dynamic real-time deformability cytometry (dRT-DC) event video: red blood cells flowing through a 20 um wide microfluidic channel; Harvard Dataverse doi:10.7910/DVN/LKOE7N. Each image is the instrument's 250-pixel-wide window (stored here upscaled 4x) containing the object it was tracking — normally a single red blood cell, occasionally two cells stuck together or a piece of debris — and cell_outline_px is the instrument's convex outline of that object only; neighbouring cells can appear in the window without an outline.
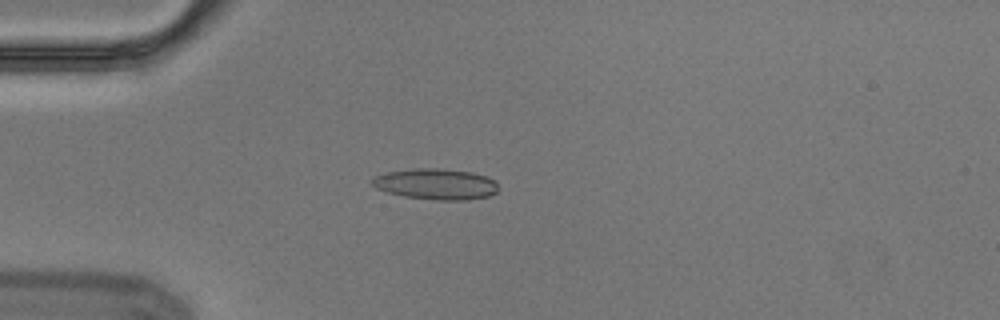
{"species": "Egyptian fruit bat (a non-hibernating species)", "species_latin": "Rousettus aegyptiacus", "temperature_condition": "cold", "stored_images_in_passage": 4, "camera_frame_rate_fps": 3000, "um_per_image_px": 0.085, "animal": {"sex": "male"}, "frame": {"image": 1, "passage_image": 4, "time_ms": 1.0, "image_size_px": [1000, 320], "cell_outline_px": [[496, 192], [488, 196], [468, 200], [440, 200], [404, 196], [388, 192], [376, 188], [372, 184], [372, 180], [376, 176], [388, 172], [412, 168], [436, 168], [472, 172], [488, 176], [496, 184]], "centroid_in_image_um": [37.05, 15.64], "position_along_channel_um": 47.9, "area_um2": 22.48}}